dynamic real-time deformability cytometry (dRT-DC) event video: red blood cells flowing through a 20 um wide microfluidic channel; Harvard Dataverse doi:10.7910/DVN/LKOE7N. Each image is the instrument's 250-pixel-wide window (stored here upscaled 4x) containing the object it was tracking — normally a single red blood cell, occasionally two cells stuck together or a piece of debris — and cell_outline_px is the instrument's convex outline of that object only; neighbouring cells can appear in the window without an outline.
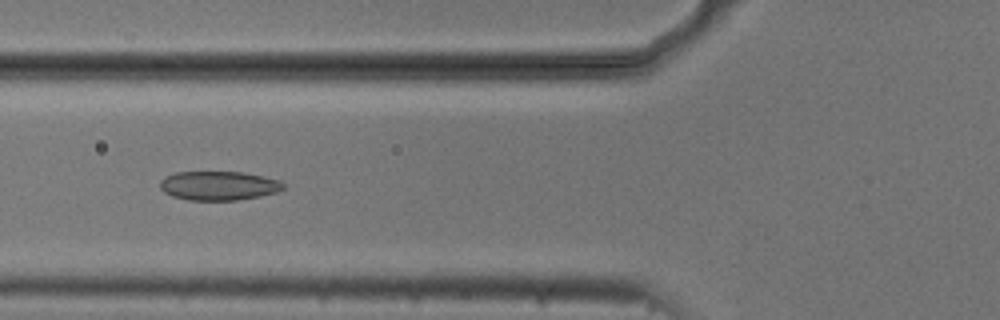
{"species": "common noctule bat (a hibernating species)", "species_latin": "Nyctalus noctula", "temperature_condition": "cold", "stored_images_in_passage": 9, "camera_frame_rate_fps": 3000, "um_per_image_px": 0.085, "animal": {"sex": "male", "body_mass_g": 20.5, "forearm_length_mm": 52.5}, "frame": {"image": 1, "passage_image": 6, "time_ms": 1.667, "image_size_px": [1000, 320], "cell_outline_px": [[284, 188], [276, 192], [260, 196], [240, 200], [188, 200], [172, 196], [164, 192], [160, 188], [160, 180], [176, 172], [244, 172], [264, 176], [280, 180], [284, 184]], "centroid_in_image_um": [18.6, 15.78], "position_along_channel_um": 107.2, "area_um2": 20.92}}